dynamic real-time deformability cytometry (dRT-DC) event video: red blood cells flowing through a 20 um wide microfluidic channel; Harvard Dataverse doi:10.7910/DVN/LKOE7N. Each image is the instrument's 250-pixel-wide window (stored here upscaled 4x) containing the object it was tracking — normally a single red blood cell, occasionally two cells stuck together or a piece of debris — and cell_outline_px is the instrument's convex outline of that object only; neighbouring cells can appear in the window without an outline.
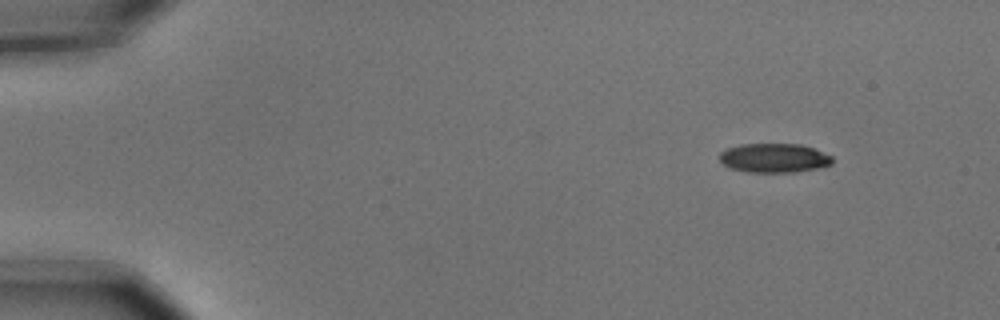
{"species": "common noctule bat (a hibernating species)", "species_latin": "Nyctalus noctula", "temperature_condition": "cold", "stored_images_in_passage": 4, "camera_frame_rate_fps": 3000, "um_per_image_px": 0.085, "animal": {"sex": "male", "body_mass_g": 15.6}, "frame": {"image": 1, "passage_image": 1, "time_ms": 0.0, "image_size_px": [1000, 320], "cell_outline_px": [[832, 164], [816, 168], [792, 172], [748, 172], [728, 168], [720, 160], [720, 152], [728, 148], [740, 144], [800, 144], [812, 148], [832, 156]], "centroid_in_image_um": [65.77, 13.43], "position_along_channel_um": 19.2, "area_um2": 19.02}}
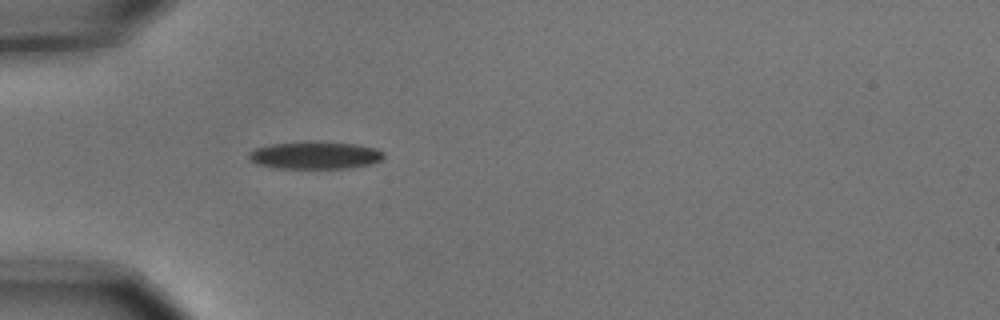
{"frame": {"image": 2, "passage_image": 4, "time_ms": 1.0, "image_size_px": [1000, 320], "cell_outline_px": [[384, 156], [380, 160], [372, 164], [348, 168], [276, 168], [256, 164], [248, 156], [248, 152], [256, 148], [272, 144], [308, 140], [356, 144], [376, 148], [384, 152]], "centroid_in_image_um": [26.79, 13.18], "position_along_channel_um": 58.2, "area_um2": 21.85}}